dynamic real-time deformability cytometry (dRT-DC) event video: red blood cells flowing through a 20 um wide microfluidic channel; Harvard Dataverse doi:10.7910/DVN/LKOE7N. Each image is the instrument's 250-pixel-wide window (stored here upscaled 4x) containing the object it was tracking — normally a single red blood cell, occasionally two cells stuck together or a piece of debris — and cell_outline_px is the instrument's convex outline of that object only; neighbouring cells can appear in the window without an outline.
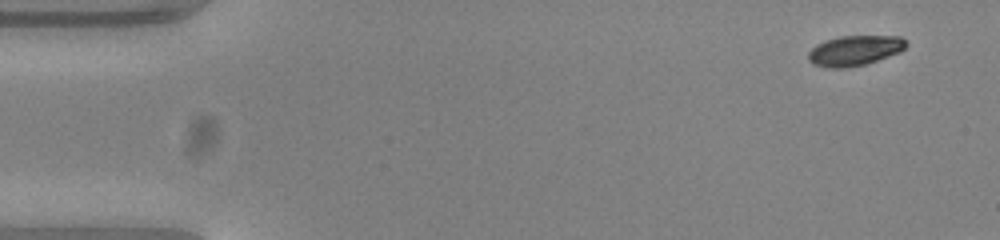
{"species": "common noctule bat (a hibernating species)", "species_latin": "Nyctalus noctula", "temperature_condition": "warm", "stored_images_in_passage": 11, "camera_frame_rate_fps": 3000, "um_per_image_px": 0.085, "animal": {"sex": "female", "body_mass_g": 23.0, "forearm_length_mm": 53.4}, "frame": {"image": 1, "passage_image": 1, "time_ms": 0.0, "image_size_px": [1000, 240], "cell_outline_px": [[908, 44], [900, 52], [864, 64], [844, 68], [828, 68], [812, 64], [808, 60], [808, 52], [816, 44], [824, 40], [840, 36], [900, 36]], "centroid_in_image_um": [72.6, 4.29], "position_along_channel_um": 12.4, "area_um2": 17.17}}